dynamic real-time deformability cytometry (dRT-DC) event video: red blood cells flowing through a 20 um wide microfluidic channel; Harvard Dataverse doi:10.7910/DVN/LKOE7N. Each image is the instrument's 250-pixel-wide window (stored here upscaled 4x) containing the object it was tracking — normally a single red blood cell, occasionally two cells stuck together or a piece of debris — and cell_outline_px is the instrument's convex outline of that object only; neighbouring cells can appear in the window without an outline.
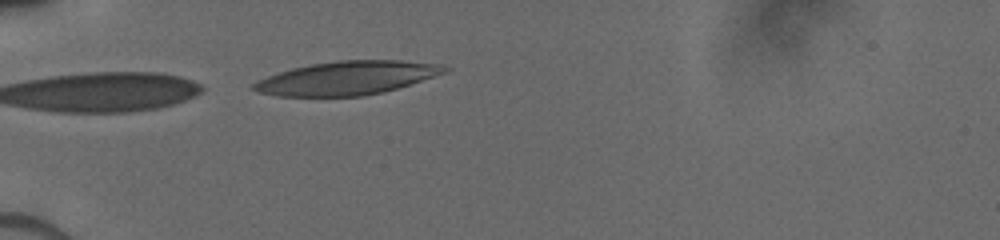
{"species": "human", "species_latin": "Homo sapiens", "temperature_condition": "cold", "stored_images_in_passage": 8, "camera_frame_rate_fps": 3000, "um_per_image_px": 0.085, "donor": {"sex": "male"}, "frame": {"image": 1, "passage_image": 6, "time_ms": 3.333, "image_size_px": [1000, 240], "cell_outline_px": [[452, 68], [448, 72], [384, 92], [364, 96], [276, 96], [256, 92], [252, 88], [252, 84], [256, 80], [292, 68], [308, 64], [340, 60], [400, 60], [440, 64]], "centroid_in_image_um": [29.5, 6.63], "position_along_channel_um": 55.5, "area_um2": 37.51}}
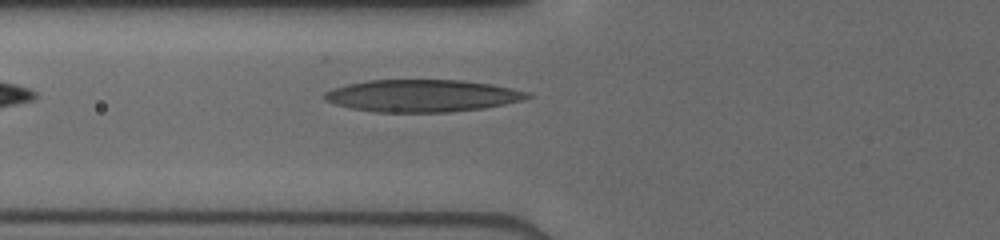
{"frame": {"image": 2, "passage_image": 8, "time_ms": 4.667, "image_size_px": [1000, 240], "cell_outline_px": [[532, 96], [524, 100], [484, 108], [448, 112], [376, 112], [352, 108], [336, 104], [328, 100], [324, 96], [324, 92], [332, 88], [348, 84], [368, 80], [464, 80], [492, 84], [532, 92]], "centroid_in_image_um": [35.95, 8.13], "position_along_channel_um": 89.8, "area_um2": 38.15}}